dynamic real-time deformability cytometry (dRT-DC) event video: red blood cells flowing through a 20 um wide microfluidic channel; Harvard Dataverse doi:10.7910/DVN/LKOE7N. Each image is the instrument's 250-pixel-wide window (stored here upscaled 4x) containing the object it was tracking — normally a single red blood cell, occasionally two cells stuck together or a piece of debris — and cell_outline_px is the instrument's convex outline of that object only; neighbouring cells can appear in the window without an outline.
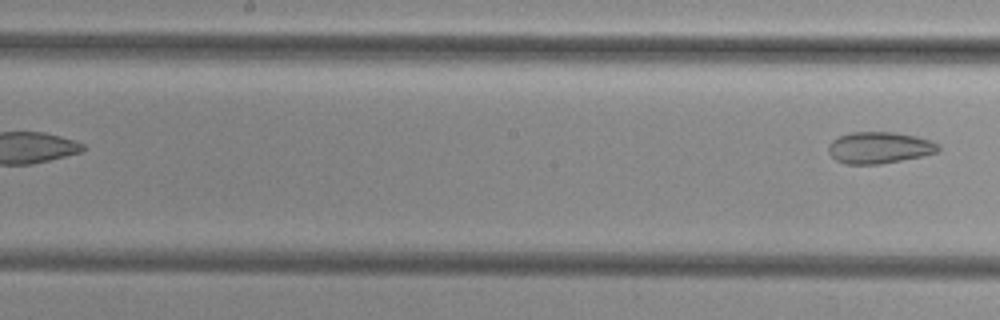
{"species": "common noctule bat (a hibernating species)", "species_latin": "Nyctalus noctula", "temperature_condition": "cold", "stored_images_in_passage": 8, "segment_of_instrument_passage": [2, 2], "camera_frame_rate_fps": 3000, "um_per_image_px": 0.085, "animal": {"sex": "female", "body_mass_g": 29.2, "forearm_length_mm": 56.3}, "frame": {"image": 1, "passage_image": 8, "time_ms": 2.333, "image_size_px": [1000, 320], "cell_outline_px": [[940, 148], [936, 152], [920, 156], [880, 164], [844, 164], [836, 160], [828, 152], [828, 144], [832, 140], [840, 136], [852, 132], [896, 132], [916, 136], [932, 140], [940, 144]], "centroid_in_image_um": [74.73, 12.54], "position_along_channel_um": 173.5, "area_um2": 20.23}}